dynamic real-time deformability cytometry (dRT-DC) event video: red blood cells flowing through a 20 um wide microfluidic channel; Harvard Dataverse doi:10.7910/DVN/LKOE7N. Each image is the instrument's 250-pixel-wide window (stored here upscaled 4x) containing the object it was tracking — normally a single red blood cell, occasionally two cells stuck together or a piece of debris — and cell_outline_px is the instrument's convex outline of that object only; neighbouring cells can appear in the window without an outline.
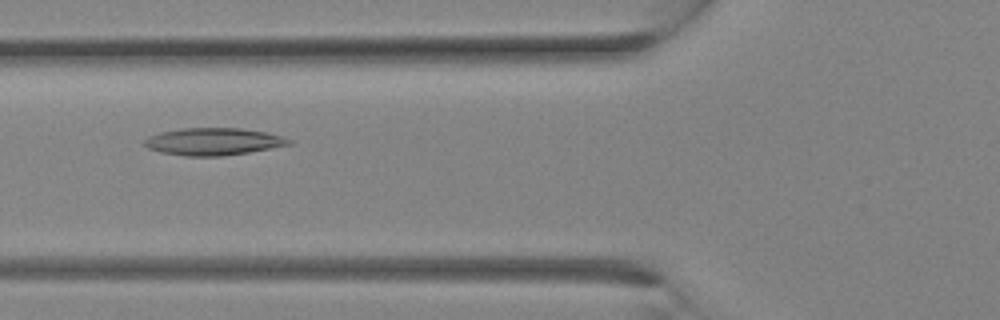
{"species": "Egyptian fruit bat (a non-hibernating species)", "species_latin": "Rousettus aegyptiacus", "temperature_condition": "room temperature", "stored_images_in_passage": 27, "camera_frame_rate_fps": 3000, "um_per_image_px": 0.085, "animal": {"sex": "female"}, "frame": {"image": 1, "passage_image": 9, "time_ms": 2.667, "image_size_px": [1000, 320], "cell_outline_px": [[292, 144], [248, 152], [224, 156], [184, 156], [160, 152], [148, 148], [144, 144], [144, 140], [148, 136], [160, 132], [184, 128], [240, 128], [268, 132], [292, 140]], "centroid_in_image_um": [18.12, 12.03], "position_along_channel_um": 107.7, "area_um2": 22.95}}
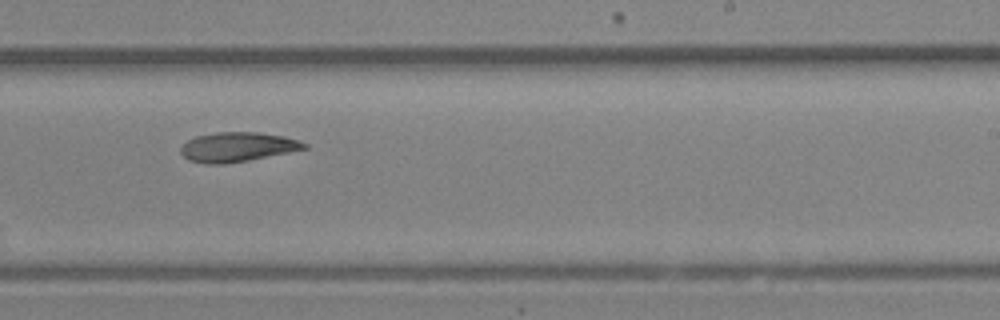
{"frame": {"image": 2, "passage_image": 16, "time_ms": 5.0, "image_size_px": [1000, 320], "cell_outline_px": [[308, 148], [248, 160], [224, 164], [208, 164], [188, 160], [180, 152], [180, 148], [188, 140], [196, 136], [216, 132], [260, 132], [284, 136], [300, 140], [308, 144]], "centroid_in_image_um": [20.19, 12.48], "position_along_channel_um": 268.8, "area_um2": 21.21}}
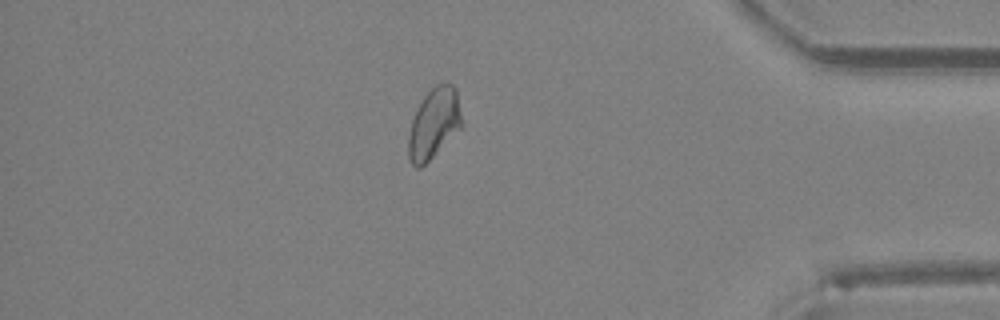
{"frame": {"image": 3, "passage_image": 23, "time_ms": 7.333, "image_size_px": [1000, 320], "cell_outline_px": [[460, 128], [420, 168], [416, 168], [412, 164], [408, 156], [408, 136], [412, 120], [416, 108], [424, 96], [436, 84], [448, 80], [456, 88], [460, 116]], "centroid_in_image_um": [36.84, 10.45], "position_along_channel_um": 398.4, "area_um2": 21.44}}